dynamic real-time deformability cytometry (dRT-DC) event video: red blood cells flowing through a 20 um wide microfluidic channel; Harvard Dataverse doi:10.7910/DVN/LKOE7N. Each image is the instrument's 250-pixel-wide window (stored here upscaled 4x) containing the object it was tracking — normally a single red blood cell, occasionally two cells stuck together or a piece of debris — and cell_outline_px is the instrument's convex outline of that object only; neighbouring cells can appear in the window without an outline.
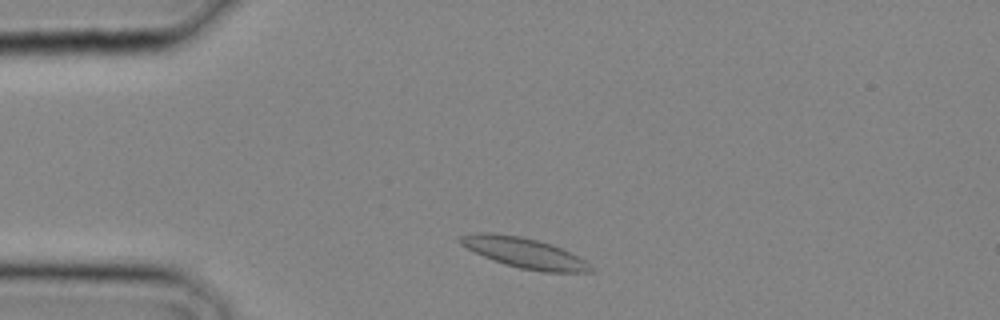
{"species": "common noctule bat (a hibernating species)", "species_latin": "Nyctalus noctula", "temperature_condition": "cold", "stored_images_in_passage": 8, "camera_frame_rate_fps": 3000, "um_per_image_px": 0.085, "animal": {"sex": "male", "body_mass_g": 20.4}, "frame": {"image": 1, "passage_image": 2, "time_ms": 0.333, "image_size_px": [1000, 320], "cell_outline_px": [[592, 272], [544, 272], [520, 268], [504, 264], [492, 260], [460, 244], [456, 240], [460, 236], [480, 232], [488, 232], [520, 236], [552, 244], [584, 260], [592, 268]], "centroid_in_image_um": [44.52, 21.49], "position_along_channel_um": 40.5, "area_um2": 22.66}}
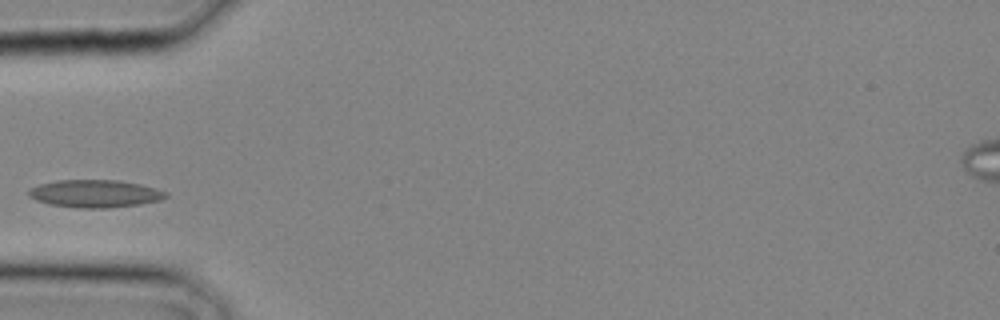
{"frame": {"image": 2, "passage_image": 5, "time_ms": 1.333, "image_size_px": [1000, 320], "cell_outline_px": [[168, 196], [160, 200], [140, 204], [108, 208], [76, 208], [48, 204], [36, 200], [28, 196], [28, 188], [40, 184], [56, 180], [120, 180], [140, 184], [156, 188], [168, 192]], "centroid_in_image_um": [8.06, 16.46], "position_along_channel_um": 76.9, "area_um2": 22.31}}
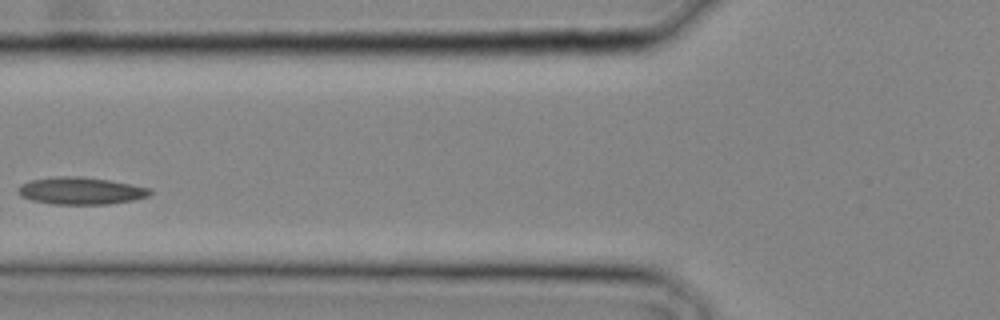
{"frame": {"image": 3, "passage_image": 7, "time_ms": 2.0, "image_size_px": [1000, 320], "cell_outline_px": [[152, 192], [148, 196], [132, 200], [108, 204], [52, 204], [32, 200], [16, 192], [24, 184], [32, 180], [60, 176], [80, 176], [108, 180], [152, 188]], "centroid_in_image_um": [6.92, 16.22], "position_along_channel_um": 118.9, "area_um2": 20.58}}